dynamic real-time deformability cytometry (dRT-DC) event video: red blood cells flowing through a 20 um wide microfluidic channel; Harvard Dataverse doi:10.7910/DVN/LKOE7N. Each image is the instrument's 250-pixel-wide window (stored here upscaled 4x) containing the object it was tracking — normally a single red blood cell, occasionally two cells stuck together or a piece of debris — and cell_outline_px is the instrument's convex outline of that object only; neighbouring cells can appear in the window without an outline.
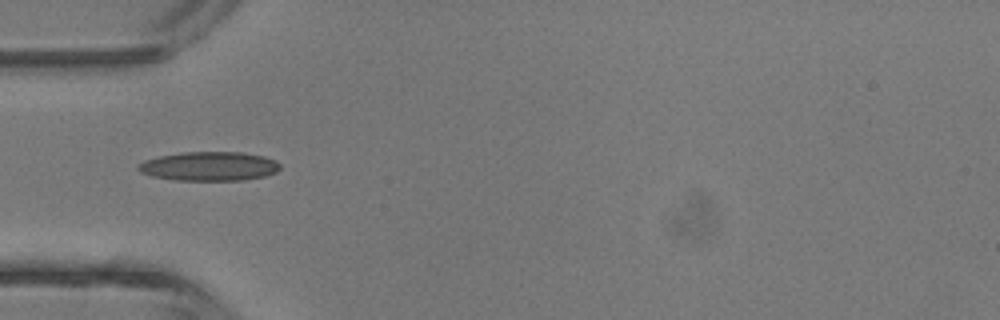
{"species": "common noctule bat (a hibernating species)", "species_latin": "Nyctalus noctula", "temperature_condition": "room temperature", "stored_images_in_passage": 1, "camera_frame_rate_fps": 3000, "um_per_image_px": 0.085, "animal": {"sex": "male", "body_mass_g": 13.3}, "frame": {"image": 1, "passage_image": 1, "time_ms": 0.0, "image_size_px": [1000, 320], "cell_outline_px": [[280, 168], [276, 172], [264, 176], [244, 180], [176, 180], [152, 176], [140, 172], [136, 168], [144, 160], [160, 156], [184, 152], [240, 152], [264, 156], [276, 160], [280, 164]], "centroid_in_image_um": [17.8, 14.13], "position_along_channel_um": 67.2, "area_um2": 23.99}}